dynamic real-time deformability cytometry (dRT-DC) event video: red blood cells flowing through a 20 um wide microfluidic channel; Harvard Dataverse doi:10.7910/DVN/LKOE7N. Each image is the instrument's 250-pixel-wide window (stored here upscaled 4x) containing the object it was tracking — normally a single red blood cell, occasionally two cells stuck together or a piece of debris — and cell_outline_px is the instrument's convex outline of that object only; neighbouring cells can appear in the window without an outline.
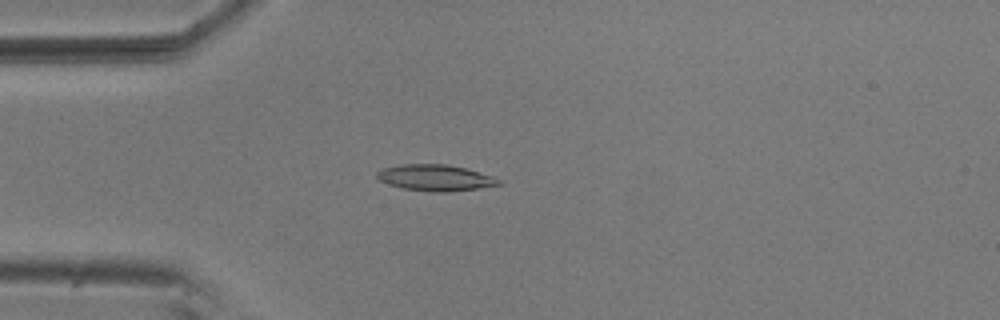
{"species": "common noctule bat (a hibernating species)", "species_latin": "Nyctalus noctula", "temperature_condition": "room temperature", "stored_images_in_passage": 34, "camera_frame_rate_fps": 3000, "um_per_image_px": 0.085, "animal": {"sex": "male", "body_mass_g": 20.5, "forearm_length_mm": 52.5}, "frame": {"image": 1, "passage_image": 6, "time_ms": 1.667, "image_size_px": [1000, 320], "cell_outline_px": [[504, 184], [476, 188], [444, 192], [436, 192], [404, 188], [388, 184], [380, 180], [376, 176], [376, 172], [384, 168], [400, 164], [444, 164], [464, 168], [492, 176], [500, 180]], "centroid_in_image_um": [36.99, 15.1], "position_along_channel_um": 48.0, "area_um2": 18.26}}
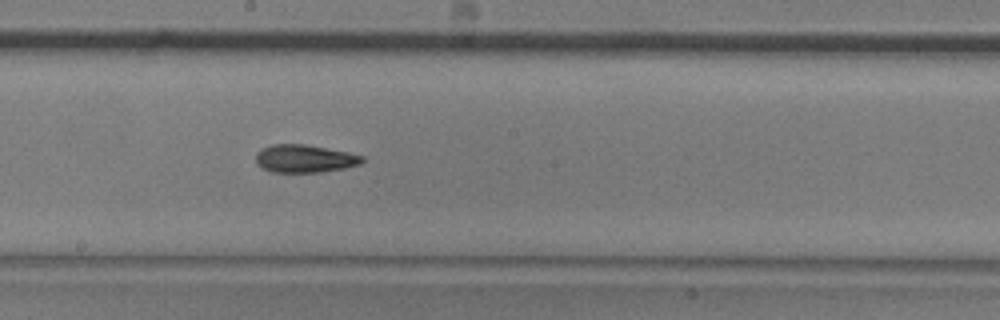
{"frame": {"image": 2, "passage_image": 21, "time_ms": 6.667, "image_size_px": [1000, 320], "cell_outline_px": [[364, 160], [360, 164], [344, 168], [320, 172], [272, 172], [256, 164], [256, 152], [260, 148], [272, 144], [304, 144], [348, 152], [364, 156]], "centroid_in_image_um": [25.87, 13.47], "position_along_channel_um": 222.3, "area_um2": 17.28}}
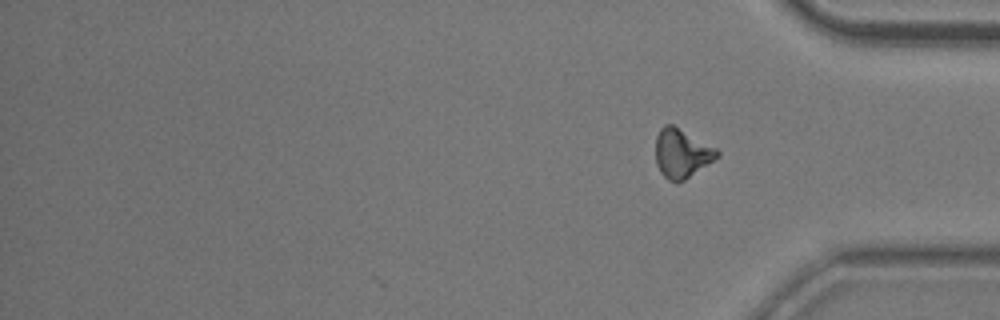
{"frame": {"image": 3, "passage_image": 34, "time_ms": 11.0, "image_size_px": [1000, 320], "cell_outline_px": [[720, 156], [684, 180], [676, 184], [668, 180], [660, 172], [656, 164], [656, 136], [660, 128], [664, 124], [672, 124], [716, 148], [720, 152]], "centroid_in_image_um": [57.93, 13.04], "position_along_channel_um": 377.3, "area_um2": 17.57}, "authors_computed_cell_mechanics": {"area_um2": 17.2822, "velocity_mm_per_s": 3.7109, "shape_relaxation_time_tau1_ms": 6.1884, "shape_relaxation_time_tau2_ms": 5.3874, "deformation_change_tau1": 0.1802, "deformation_change_tau2": 0.1419}}